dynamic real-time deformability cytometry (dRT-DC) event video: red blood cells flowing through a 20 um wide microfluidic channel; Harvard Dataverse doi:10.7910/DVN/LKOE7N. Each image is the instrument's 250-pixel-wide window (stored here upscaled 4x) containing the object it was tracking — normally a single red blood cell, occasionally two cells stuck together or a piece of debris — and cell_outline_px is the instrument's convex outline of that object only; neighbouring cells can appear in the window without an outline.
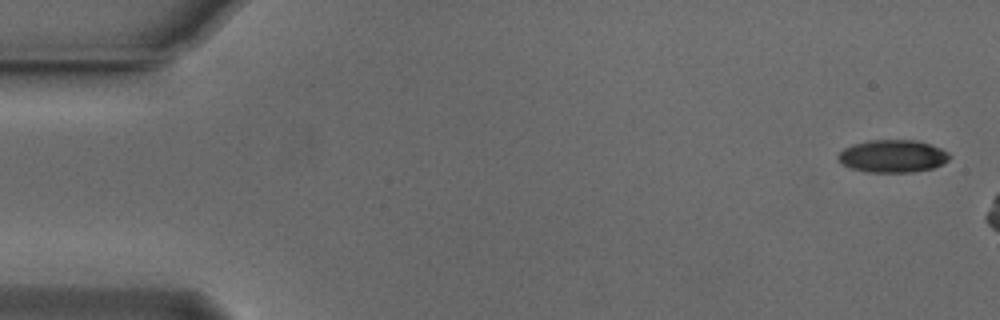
{"species": "Egyptian fruit bat (a non-hibernating species)", "species_latin": "Rousettus aegyptiacus", "temperature_condition": "cold", "stored_images_in_passage": 7, "camera_frame_rate_fps": 3000, "um_per_image_px": 0.085, "animal": {"sex": "male"}, "frame": {"image": 1, "passage_image": 1, "time_ms": 0.0, "image_size_px": [1000, 320], "cell_outline_px": [[952, 156], [944, 164], [932, 168], [912, 172], [868, 172], [852, 168], [844, 164], [836, 156], [844, 148], [852, 144], [868, 140], [912, 140], [928, 144], [940, 148], [948, 152]], "centroid_in_image_um": [75.89, 13.27], "position_along_channel_um": 9.1, "area_um2": 21.04}}